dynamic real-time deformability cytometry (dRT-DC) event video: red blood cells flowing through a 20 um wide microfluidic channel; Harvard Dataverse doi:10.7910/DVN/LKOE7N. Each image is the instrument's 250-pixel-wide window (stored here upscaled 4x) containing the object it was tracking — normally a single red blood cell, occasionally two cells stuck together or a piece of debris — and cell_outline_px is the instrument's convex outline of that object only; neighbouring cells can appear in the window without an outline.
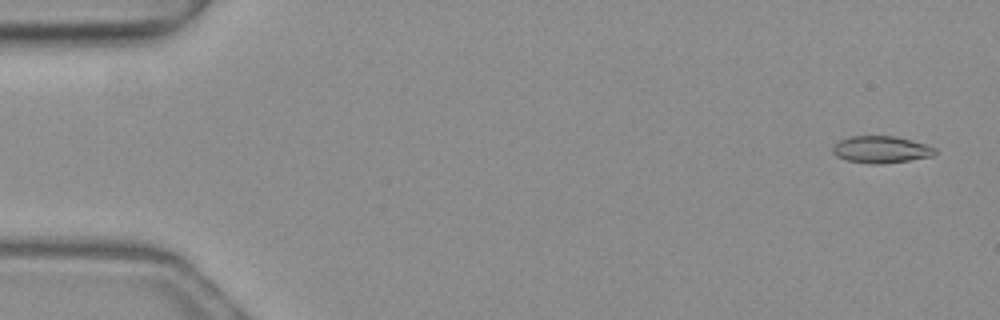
{"species": "common noctule bat (a hibernating species)", "species_latin": "Nyctalus noctula", "temperature_condition": "warm", "stored_images_in_passage": 51, "camera_frame_rate_fps": 3000, "um_per_image_px": 0.085, "animal": {"sex": "female", "body_mass_g": 19.3, "forearm_length_mm": 54.1}, "frame": {"image": 1, "passage_image": 2, "time_ms": 0.333, "image_size_px": [1000, 320], "cell_outline_px": [[936, 152], [932, 156], [908, 160], [880, 164], [872, 164], [848, 160], [836, 156], [832, 152], [832, 148], [840, 140], [848, 136], [896, 136], [928, 144], [936, 148]], "centroid_in_image_um": [74.91, 12.7], "position_along_channel_um": 10.1, "area_um2": 16.07}}
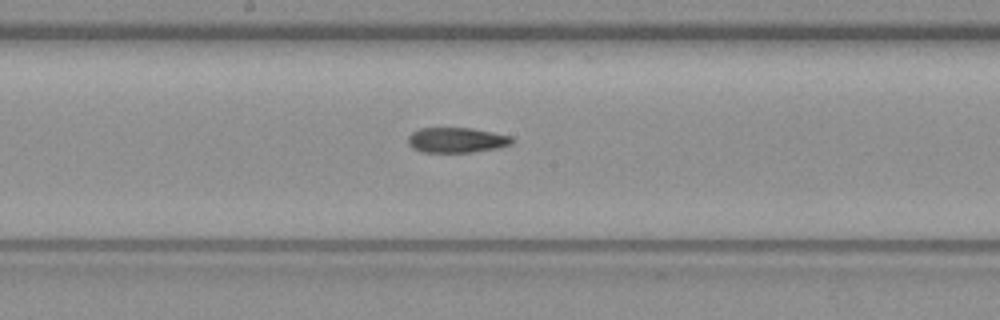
{"frame": {"image": 2, "passage_image": 27, "time_ms": 8.667, "image_size_px": [1000, 320], "cell_outline_px": [[516, 140], [512, 144], [500, 148], [472, 152], [424, 152], [412, 148], [408, 144], [408, 136], [412, 132], [420, 128], [472, 128], [512, 136]], "centroid_in_image_um": [38.85, 11.91], "position_along_channel_um": 209.3, "area_um2": 15.43}}
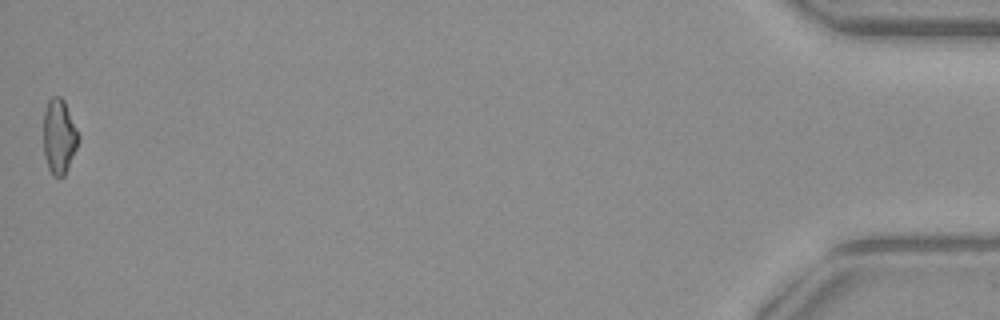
{"frame": {"image": 3, "passage_image": 51, "time_ms": 16.667, "image_size_px": [1000, 320], "cell_outline_px": [[80, 136], [76, 148], [68, 168], [64, 176], [52, 176], [48, 168], [44, 156], [44, 112], [48, 100], [52, 96], [60, 96], [64, 100]], "centroid_in_image_um": [5.02, 11.6], "position_along_channel_um": 430.2, "area_um2": 15.2}, "authors_computed_cell_mechanics": {"area_um2": 15.7216, "velocity_mm_per_s": 4.0332, "shape_relaxation_time_tau1_ms": null, "shape_relaxation_time_tau2_ms": 4.487, "deformation_change_tau1": null, "deformation_change_tau2": 0.1331}}